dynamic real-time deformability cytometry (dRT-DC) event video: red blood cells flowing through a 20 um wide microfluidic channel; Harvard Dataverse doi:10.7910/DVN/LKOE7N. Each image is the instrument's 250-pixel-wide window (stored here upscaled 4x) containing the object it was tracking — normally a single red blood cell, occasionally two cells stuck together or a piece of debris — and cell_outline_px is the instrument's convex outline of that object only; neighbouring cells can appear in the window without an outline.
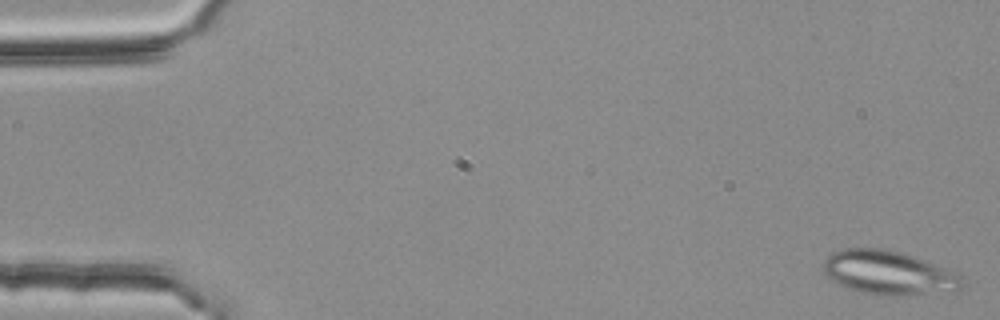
{"species": "common noctule bat (a hibernating species)", "species_latin": "Nyctalus noctula", "temperature_condition": "room temperature", "stored_images_in_passage": 53, "segment_of_instrument_passage": [1, 2], "camera_frame_rate_fps": 3000, "um_per_image_px": 0.085, "animal": {"sex": "female", "body_mass_g": 25.1}, "frame": {"image": 1, "passage_image": 1, "time_ms": 0.0, "image_size_px": [1000, 320], "cell_outline_px": [[964, 284], [960, 288], [904, 296], [880, 296], [860, 292], [848, 288], [832, 280], [824, 272], [824, 260], [832, 252], [848, 248], [884, 248], [904, 252], [924, 260], [956, 276]], "centroid_in_image_um": [75.4, 23.17], "position_along_channel_um": 9.6, "area_um2": 34.68}}